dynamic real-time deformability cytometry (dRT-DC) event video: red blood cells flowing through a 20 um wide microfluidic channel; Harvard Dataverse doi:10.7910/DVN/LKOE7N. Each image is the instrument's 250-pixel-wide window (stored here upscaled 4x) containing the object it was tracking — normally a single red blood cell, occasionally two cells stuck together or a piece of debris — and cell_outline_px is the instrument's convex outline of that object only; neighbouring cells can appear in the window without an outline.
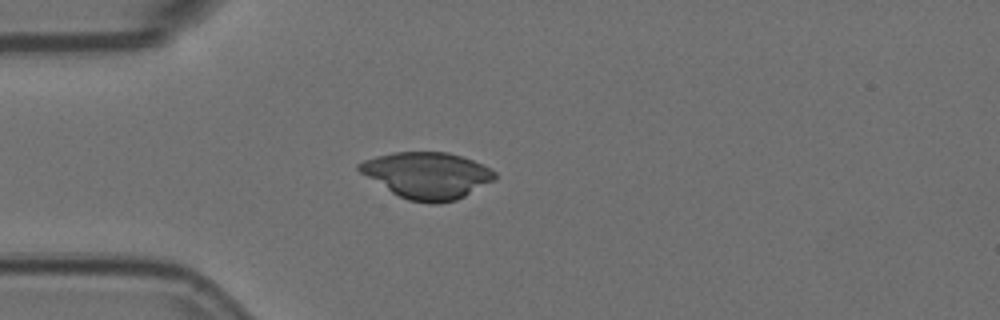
{"species": "Egyptian fruit bat (a non-hibernating species)", "species_latin": "Rousettus aegyptiacus", "temperature_condition": "room temperature", "stored_images_in_passage": 37, "camera_frame_rate_fps": 3000, "um_per_image_px": 0.085, "animal": {"sex": "female"}, "frame": {"image": 1, "passage_image": 1, "time_ms": 0.0, "image_size_px": [1000, 320], "cell_outline_px": [[496, 176], [492, 180], [464, 196], [456, 200], [436, 204], [432, 204], [408, 200], [392, 192], [360, 172], [356, 168], [356, 164], [364, 160], [376, 156], [396, 152], [448, 152], [472, 160], [496, 172]], "centroid_in_image_um": [36.27, 14.9], "position_along_channel_um": 48.7, "area_um2": 36.13}}
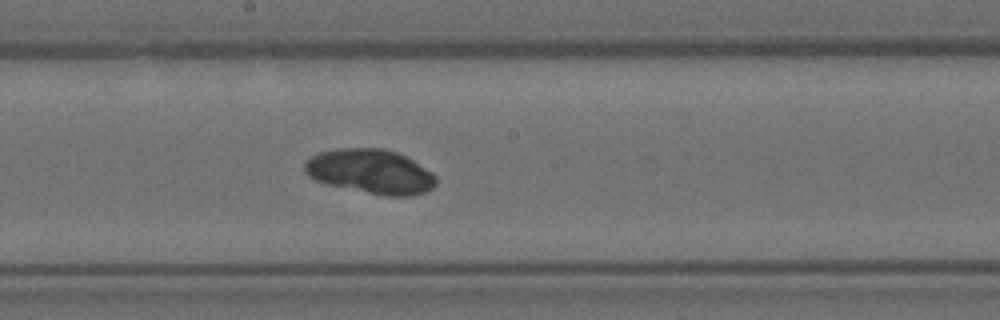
{"frame": {"image": 2, "passage_image": 16, "time_ms": 5.0, "image_size_px": [1000, 320], "cell_outline_px": [[436, 184], [432, 188], [424, 192], [412, 196], [388, 196], [324, 184], [308, 176], [304, 172], [304, 160], [320, 152], [340, 148], [384, 148], [396, 152], [412, 160], [432, 172], [436, 176]], "centroid_in_image_um": [31.47, 14.58], "position_along_channel_um": 216.7, "area_um2": 34.04}}
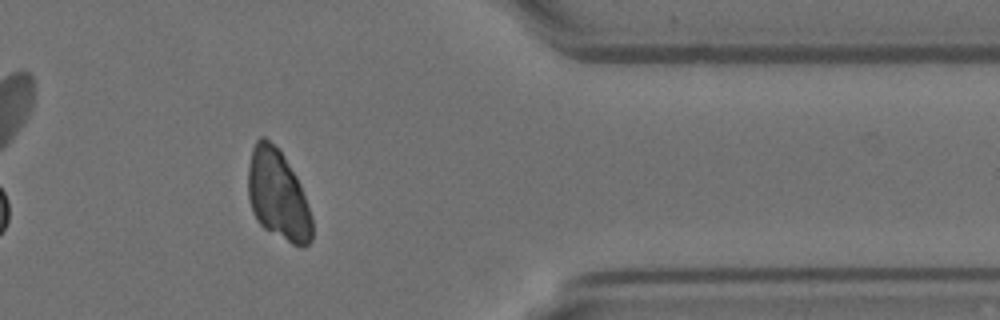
{"frame": {"image": 3, "passage_image": 32, "time_ms": 10.333, "image_size_px": [1000, 320], "cell_outline_px": [[312, 240], [304, 248], [300, 248], [292, 244], [264, 228], [256, 220], [252, 212], [248, 196], [248, 168], [252, 148], [256, 140], [260, 136], [264, 136], [280, 148], [296, 176], [300, 184], [312, 216]], "centroid_in_image_um": [23.62, 16.57], "position_along_channel_um": 387.8, "area_um2": 33.99}}